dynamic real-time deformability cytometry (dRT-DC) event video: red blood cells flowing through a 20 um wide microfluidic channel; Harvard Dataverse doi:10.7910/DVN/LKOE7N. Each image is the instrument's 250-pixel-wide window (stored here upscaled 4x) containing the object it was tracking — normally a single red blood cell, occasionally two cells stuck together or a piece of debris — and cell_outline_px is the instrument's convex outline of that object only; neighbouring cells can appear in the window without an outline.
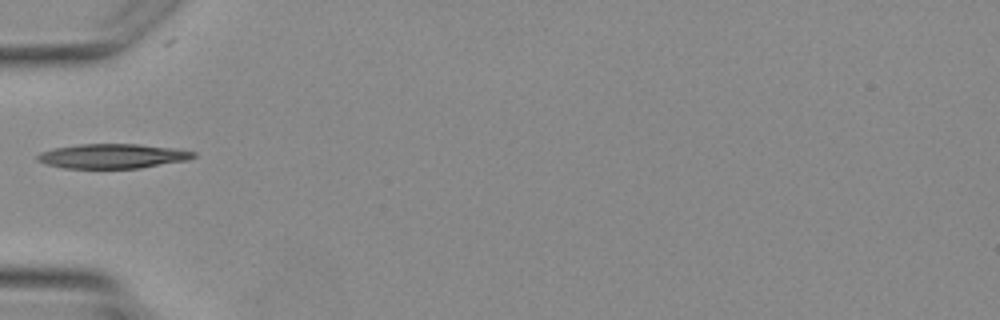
{"species": "Egyptian fruit bat (a non-hibernating species)", "species_latin": "Rousettus aegyptiacus", "temperature_condition": "warm", "stored_images_in_passage": 1, "camera_frame_rate_fps": 3000, "um_per_image_px": 0.085, "animal": {"sex": "female"}, "frame": {"image": 1, "passage_image": 1, "time_ms": 0.0, "image_size_px": [1000, 320], "cell_outline_px": [[196, 156], [188, 160], [140, 168], [64, 168], [44, 164], [36, 160], [36, 156], [40, 152], [52, 148], [80, 144], [140, 144], [172, 148], [196, 152]], "centroid_in_image_um": [9.53, 13.27], "position_along_channel_um": 75.5, "area_um2": 22.43}}